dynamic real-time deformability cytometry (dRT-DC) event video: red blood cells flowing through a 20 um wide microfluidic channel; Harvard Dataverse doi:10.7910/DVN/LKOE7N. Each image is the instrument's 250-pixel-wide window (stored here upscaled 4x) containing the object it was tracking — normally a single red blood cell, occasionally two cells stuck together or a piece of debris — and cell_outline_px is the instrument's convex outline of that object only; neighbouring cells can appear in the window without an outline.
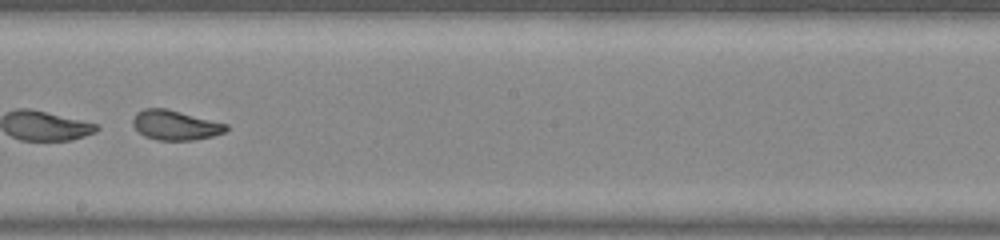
{"species": "common noctule bat (a hibernating species)", "species_latin": "Nyctalus noctula", "temperature_condition": "warm", "stored_images_in_passage": 33, "camera_frame_rate_fps": 3000, "um_per_image_px": 0.085, "animal": {"sex": "male", "body_mass_g": 20.0, "forearm_length_mm": 53.3}, "frame": {"image": 1, "passage_image": 28, "time_ms": 9.0, "image_size_px": [1000, 240], "cell_outline_px": [[228, 128], [224, 132], [212, 136], [192, 140], [156, 140], [144, 136], [132, 124], [132, 120], [136, 112], [144, 108], [164, 108], [228, 124]], "centroid_in_image_um": [14.87, 10.64], "position_along_channel_um": 233.3, "area_um2": 16.01}}